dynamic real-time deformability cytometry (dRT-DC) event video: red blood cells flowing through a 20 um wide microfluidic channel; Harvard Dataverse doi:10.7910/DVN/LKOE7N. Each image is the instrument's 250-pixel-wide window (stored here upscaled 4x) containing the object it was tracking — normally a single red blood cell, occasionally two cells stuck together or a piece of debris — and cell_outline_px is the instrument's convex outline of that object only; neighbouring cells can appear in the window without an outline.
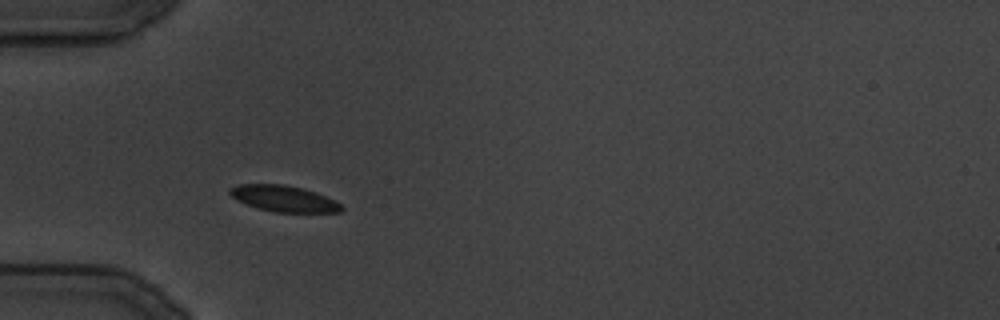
{"species": "common noctule bat (a hibernating species)", "species_latin": "Nyctalus noctula", "temperature_condition": "cold", "stored_images_in_passage": 58, "camera_frame_rate_fps": 3000, "um_per_image_px": 0.085, "animal": {"sex": "male", "body_mass_g": 19.5, "forearm_length_mm": 54.6}, "frame": {"image": 1, "passage_image": 1, "time_ms": 0.0, "image_size_px": [1000, 320], "cell_outline_px": [[344, 208], [340, 212], [276, 212], [260, 208], [236, 200], [228, 192], [228, 188], [240, 184], [284, 184], [304, 188], [336, 200]], "centroid_in_image_um": [24.13, 16.87], "position_along_channel_um": 60.9, "area_um2": 16.94}}
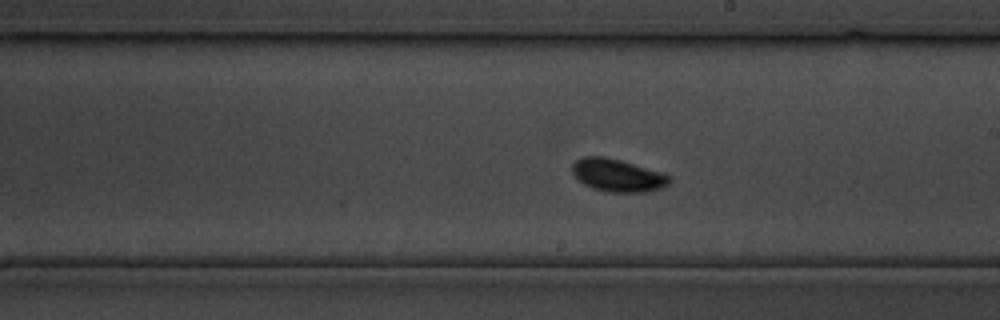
{"frame": {"image": 2, "passage_image": 35, "time_ms": 11.333, "image_size_px": [1000, 320], "cell_outline_px": [[672, 180], [668, 184], [660, 188], [648, 192], [608, 192], [592, 188], [584, 184], [572, 172], [572, 164], [576, 160], [584, 156], [604, 156], [620, 160], [664, 172], [672, 176]], "centroid_in_image_um": [52.54, 14.9], "position_along_channel_um": 236.5, "area_um2": 18.67}}
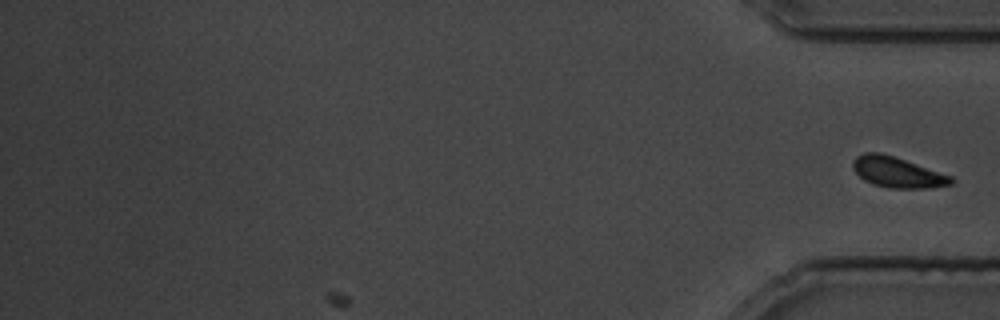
{"frame": {"image": 3, "passage_image": 58, "time_ms": 19.0, "image_size_px": [1000, 320], "cell_outline_px": [[952, 184], [932, 188], [892, 188], [872, 184], [864, 180], [852, 168], [852, 160], [856, 156], [864, 152], [880, 152], [952, 176]], "centroid_in_image_um": [76.24, 14.64], "position_along_channel_um": 359.0, "area_um2": 17.34}}